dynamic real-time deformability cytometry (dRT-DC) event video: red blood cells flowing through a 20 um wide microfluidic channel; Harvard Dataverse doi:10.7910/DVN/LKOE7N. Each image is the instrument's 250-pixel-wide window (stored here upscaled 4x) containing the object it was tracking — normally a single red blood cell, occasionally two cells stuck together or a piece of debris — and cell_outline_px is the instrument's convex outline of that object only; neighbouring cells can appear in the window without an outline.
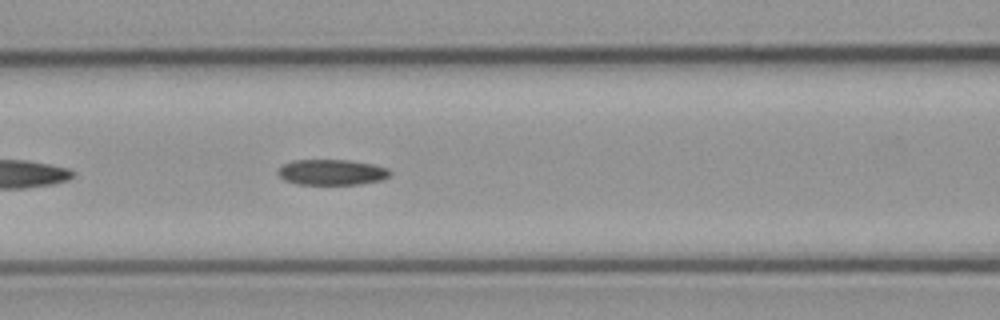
{"species": "common noctule bat (a hibernating species)", "species_latin": "Nyctalus noctula", "temperature_condition": "cold", "stored_images_in_passage": 31, "camera_frame_rate_fps": 3000, "um_per_image_px": 0.085, "animal": {"sex": "male", "body_mass_g": 23.1, "forearm_length_mm": 52.7}, "frame": {"image": 1, "passage_image": 8, "time_ms": 2.333, "image_size_px": [1000, 320], "cell_outline_px": [[392, 172], [388, 176], [380, 180], [356, 184], [296, 184], [284, 180], [276, 172], [276, 168], [292, 160], [348, 160], [372, 164], [388, 168]], "centroid_in_image_um": [28.14, 14.63], "position_along_channel_um": 138.5, "area_um2": 16.7}}
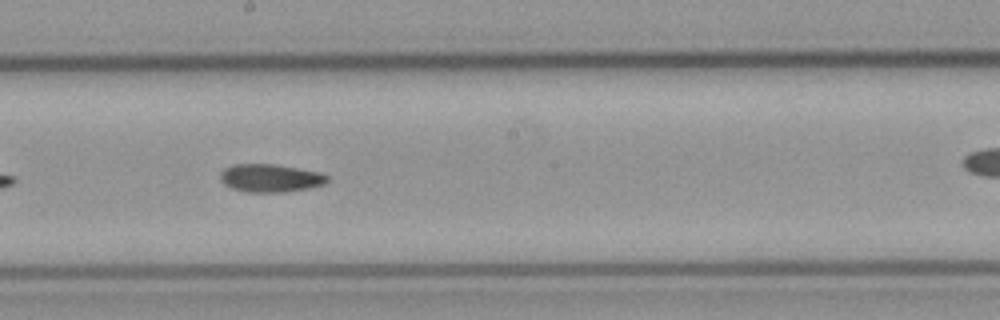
{"frame": {"image": 2, "passage_image": 15, "time_ms": 4.667, "image_size_px": [1000, 320], "cell_outline_px": [[328, 180], [324, 184], [308, 188], [284, 192], [248, 192], [232, 188], [224, 184], [220, 180], [220, 172], [224, 168], [232, 164], [272, 164], [320, 172], [328, 176]], "centroid_in_image_um": [22.95, 15.13], "position_along_channel_um": 225.3, "area_um2": 17.4}}
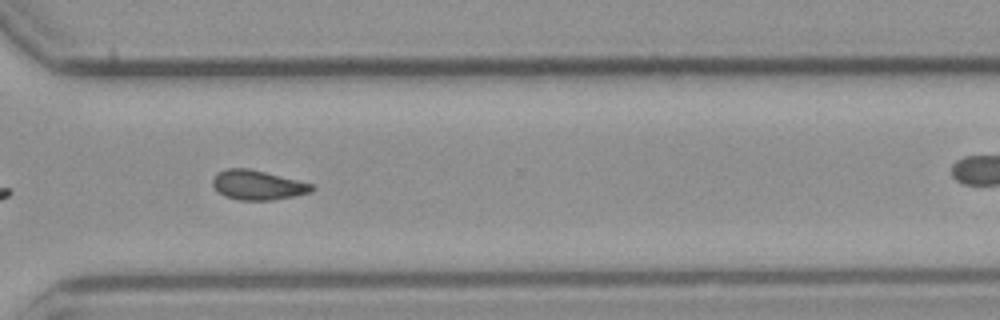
{"frame": {"image": 3, "passage_image": 25, "time_ms": 8.0, "image_size_px": [1000, 320], "cell_outline_px": [[316, 188], [312, 192], [272, 200], [240, 200], [224, 196], [212, 184], [212, 180], [216, 172], [228, 168], [248, 168], [312, 184]], "centroid_in_image_um": [21.88, 15.73], "position_along_channel_um": 348.7, "area_um2": 16.88}}